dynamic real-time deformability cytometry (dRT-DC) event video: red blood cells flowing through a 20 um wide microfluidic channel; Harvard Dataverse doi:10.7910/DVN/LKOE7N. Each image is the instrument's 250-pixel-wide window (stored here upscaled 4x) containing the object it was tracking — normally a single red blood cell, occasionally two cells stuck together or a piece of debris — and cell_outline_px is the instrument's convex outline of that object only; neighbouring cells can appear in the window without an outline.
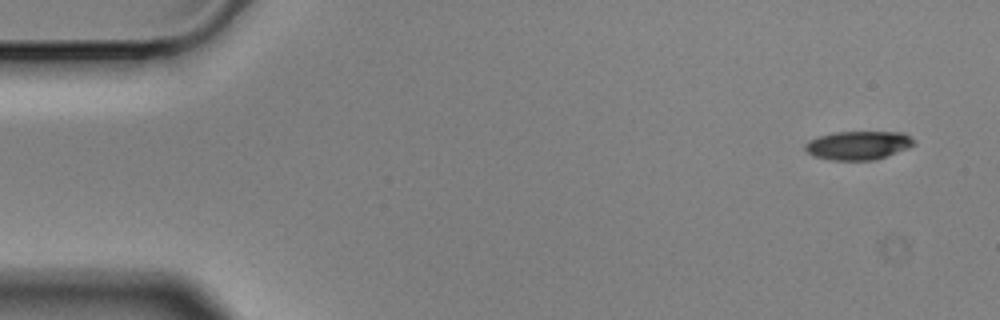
{"species": "Egyptian fruit bat (a non-hibernating species)", "species_latin": "Rousettus aegyptiacus", "temperature_condition": "cold", "stored_images_in_passage": 4, "camera_frame_rate_fps": 3000, "um_per_image_px": 0.085, "animal": {"sex": "male"}, "frame": {"image": 1, "passage_image": 1, "time_ms": 0.0, "image_size_px": [1000, 320], "cell_outline_px": [[916, 144], [908, 148], [872, 160], [832, 160], [812, 156], [804, 148], [804, 144], [808, 140], [820, 136], [836, 132], [904, 132]], "centroid_in_image_um": [72.91, 12.35], "position_along_channel_um": 12.1, "area_um2": 17.98}}
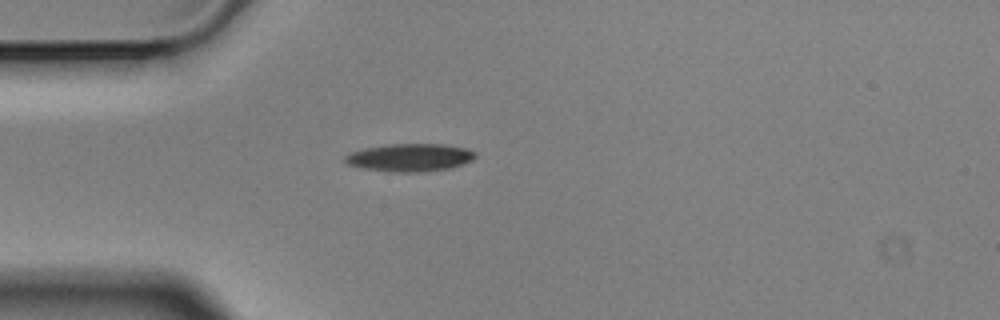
{"frame": {"image": 2, "passage_image": 4, "time_ms": 1.0, "image_size_px": [1000, 320], "cell_outline_px": [[476, 156], [472, 160], [464, 164], [448, 168], [416, 172], [396, 172], [360, 168], [348, 164], [344, 160], [344, 156], [348, 152], [364, 148], [388, 144], [440, 144], [464, 148], [476, 152]], "centroid_in_image_um": [34.79, 13.38], "position_along_channel_um": 50.2, "area_um2": 21.04}}